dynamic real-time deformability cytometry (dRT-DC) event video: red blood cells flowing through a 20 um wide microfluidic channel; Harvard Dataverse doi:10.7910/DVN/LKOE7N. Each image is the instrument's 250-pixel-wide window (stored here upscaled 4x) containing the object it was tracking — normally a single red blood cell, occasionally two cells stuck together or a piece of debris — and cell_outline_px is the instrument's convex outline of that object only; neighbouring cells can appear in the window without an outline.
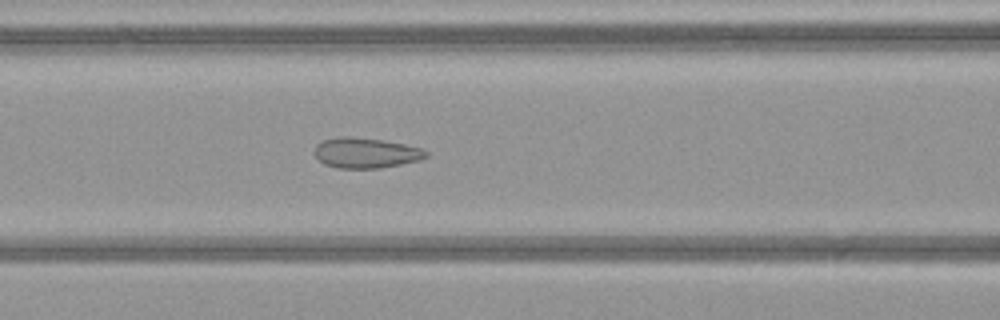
{"species": "common noctule bat (a hibernating species)", "species_latin": "Nyctalus noctula", "temperature_condition": "warm", "stored_images_in_passage": 38, "camera_frame_rate_fps": 3000, "um_per_image_px": 0.085, "animal": {"sex": "female", "body_mass_g": 21.9}, "frame": {"image": 1, "passage_image": 9, "time_ms": 2.667, "image_size_px": [1000, 320], "cell_outline_px": [[428, 156], [420, 160], [380, 168], [336, 168], [324, 164], [316, 156], [316, 144], [324, 140], [340, 136], [348, 136], [384, 140], [424, 148], [428, 152]], "centroid_in_image_um": [31.13, 12.99], "position_along_channel_um": 135.5, "area_um2": 19.71}}
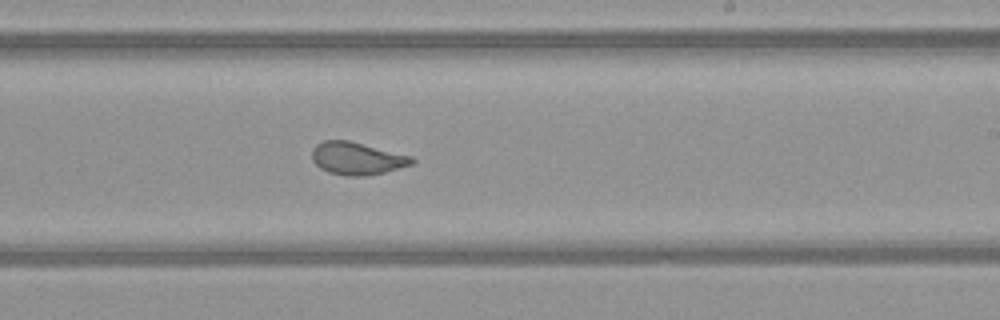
{"frame": {"image": 2, "passage_image": 18, "time_ms": 5.667, "image_size_px": [1000, 320], "cell_outline_px": [[416, 160], [412, 164], [384, 172], [364, 176], [344, 176], [328, 172], [320, 168], [312, 160], [312, 148], [316, 144], [324, 140], [348, 140], [412, 156]], "centroid_in_image_um": [30.32, 13.46], "position_along_channel_um": 258.7, "area_um2": 18.96}}
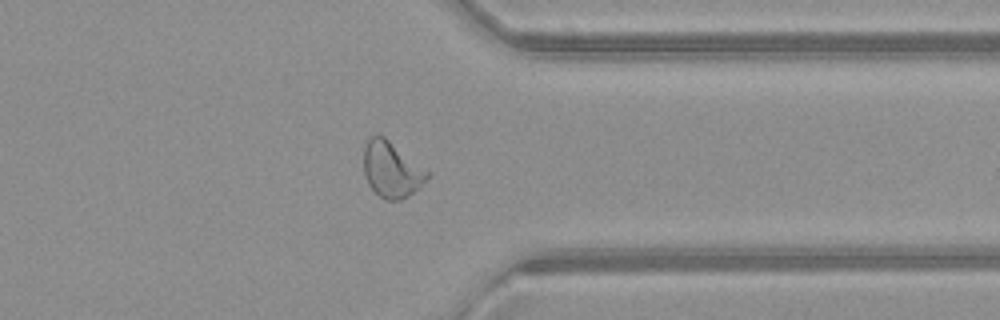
{"frame": {"image": 3, "passage_image": 27, "time_ms": 8.667, "image_size_px": [1000, 320], "cell_outline_px": [[428, 176], [420, 188], [408, 196], [400, 200], [384, 200], [368, 184], [364, 172], [364, 148], [368, 140], [372, 136], [384, 136], [428, 172]], "centroid_in_image_um": [33.26, 14.44], "position_along_channel_um": 378.1, "area_um2": 20.17}}